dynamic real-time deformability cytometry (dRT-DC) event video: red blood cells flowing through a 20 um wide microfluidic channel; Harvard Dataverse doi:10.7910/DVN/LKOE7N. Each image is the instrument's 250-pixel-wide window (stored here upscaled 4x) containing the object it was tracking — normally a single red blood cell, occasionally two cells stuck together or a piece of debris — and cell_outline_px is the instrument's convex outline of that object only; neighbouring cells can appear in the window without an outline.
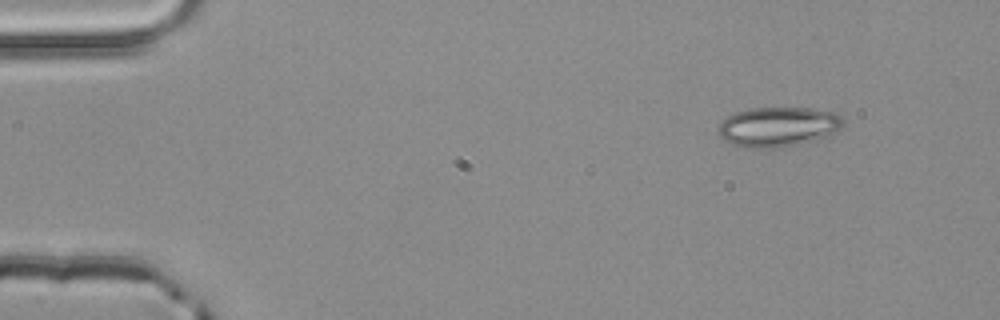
{"species": "common noctule bat (a hibernating species)", "species_latin": "Nyctalus noctula", "temperature_condition": "room temperature", "stored_images_in_passage": 3, "camera_frame_rate_fps": 3000, "um_per_image_px": 0.085, "animal": {"sex": "male", "body_mass_g": 20.4}, "frame": {"image": 1, "passage_image": 1, "time_ms": 0.0, "image_size_px": [1000, 320], "cell_outline_px": [[844, 120], [840, 128], [836, 132], [828, 136], [816, 140], [800, 144], [772, 148], [740, 148], [724, 140], [720, 136], [720, 124], [728, 116], [736, 112], [752, 108], [812, 108], [836, 112]], "centroid_in_image_um": [66.17, 10.78], "position_along_channel_um": 18.8, "area_um2": 29.02}}